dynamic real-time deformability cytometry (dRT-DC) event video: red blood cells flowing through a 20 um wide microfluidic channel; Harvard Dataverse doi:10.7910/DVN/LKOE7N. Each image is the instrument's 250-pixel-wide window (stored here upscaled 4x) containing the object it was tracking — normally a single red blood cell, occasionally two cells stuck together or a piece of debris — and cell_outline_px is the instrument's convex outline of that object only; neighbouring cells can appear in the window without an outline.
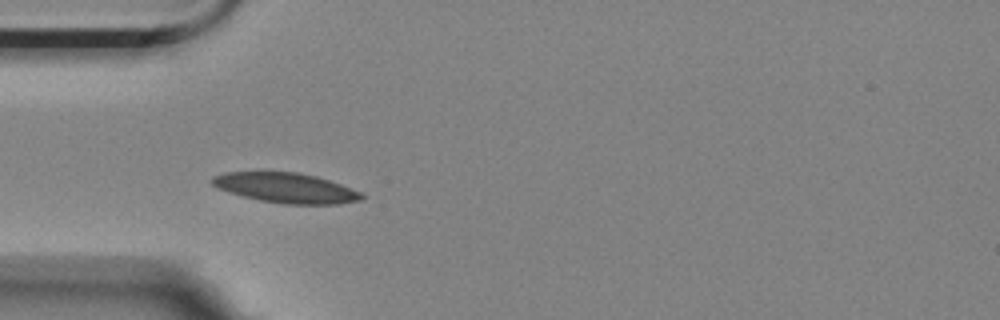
{"species": "Egyptian fruit bat (a non-hibernating species)", "species_latin": "Rousettus aegyptiacus", "temperature_condition": "room temperature", "stored_images_in_passage": 3, "camera_frame_rate_fps": 3000, "um_per_image_px": 0.085, "animal": {"sex": "female"}, "frame": {"image": 1, "passage_image": 1, "time_ms": 0.0, "image_size_px": [1000, 320], "cell_outline_px": [[364, 196], [360, 200], [340, 204], [284, 204], [260, 200], [244, 196], [216, 188], [212, 184], [212, 176], [224, 172], [296, 172], [316, 176], [340, 184], [360, 192]], "centroid_in_image_um": [24.28, 15.97], "position_along_channel_um": 60.7, "area_um2": 25.89}}
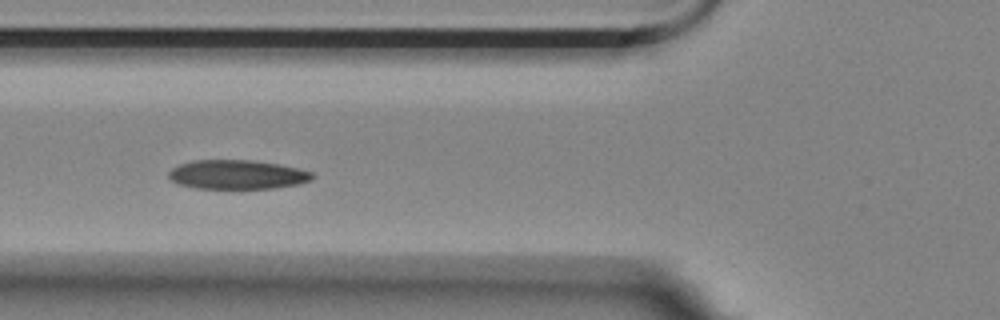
{"frame": {"image": 2, "passage_image": 2, "time_ms": 0.333, "image_size_px": [1000, 320], "cell_outline_px": [[316, 176], [312, 180], [300, 184], [276, 188], [196, 188], [180, 184], [172, 180], [168, 176], [168, 172], [172, 168], [180, 164], [192, 160], [252, 160], [276, 164], [296, 168], [312, 172]], "centroid_in_image_um": [20.18, 14.84], "position_along_channel_um": 105.6, "area_um2": 24.33}}
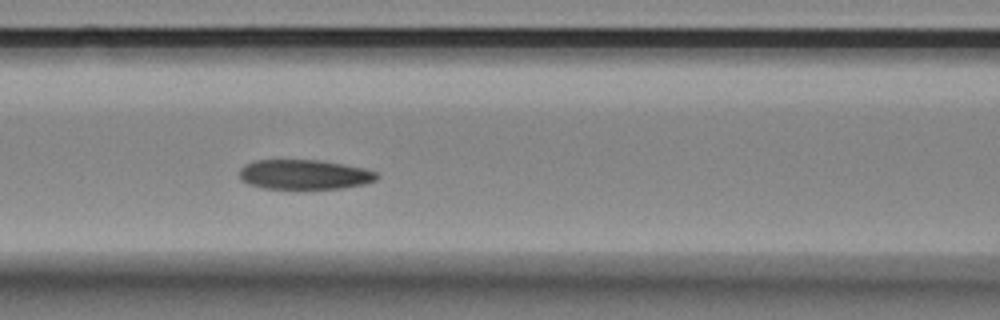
{"frame": {"image": 3, "passage_image": 3, "time_ms": 0.667, "image_size_px": [1000, 320], "cell_outline_px": [[380, 176], [376, 180], [364, 184], [340, 188], [264, 188], [248, 184], [240, 180], [240, 168], [244, 164], [252, 160], [320, 160], [344, 164], [364, 168], [376, 172]], "centroid_in_image_um": [25.85, 14.82], "position_along_channel_um": 140.7, "area_um2": 23.81}}